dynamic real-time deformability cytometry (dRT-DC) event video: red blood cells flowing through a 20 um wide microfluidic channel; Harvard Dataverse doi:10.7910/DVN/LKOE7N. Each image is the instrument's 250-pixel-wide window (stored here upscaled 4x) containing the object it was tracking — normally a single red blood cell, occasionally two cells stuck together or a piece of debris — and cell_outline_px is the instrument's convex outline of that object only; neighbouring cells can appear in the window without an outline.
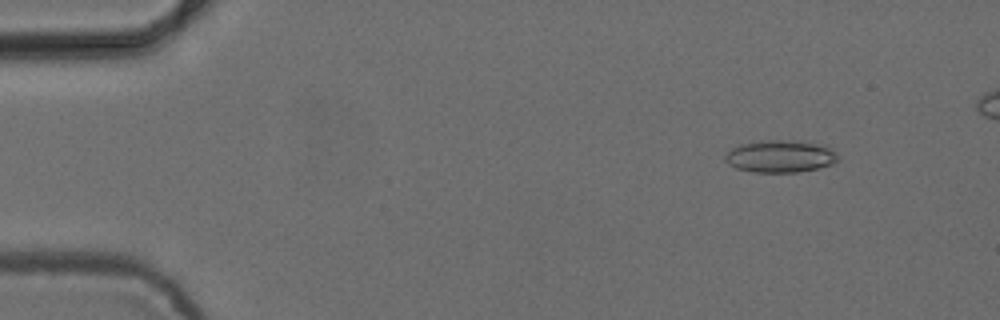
{"species": "common noctule bat (a hibernating species)", "species_latin": "Nyctalus noctula", "temperature_condition": "cold", "stored_images_in_passage": 51, "camera_frame_rate_fps": 3000, "um_per_image_px": 0.085, "animal": {"sex": "female", "body_mass_g": 24.6, "forearm_length_mm": 56.2}, "frame": {"image": 1, "passage_image": 6, "time_ms": 1.667, "image_size_px": [1000, 320], "cell_outline_px": [[836, 160], [832, 164], [820, 168], [796, 172], [752, 172], [736, 168], [728, 164], [724, 160], [724, 156], [732, 148], [740, 144], [752, 140], [804, 140], [824, 144], [836, 152]], "centroid_in_image_um": [66.31, 13.26], "position_along_channel_um": 18.7, "area_um2": 21.68}}
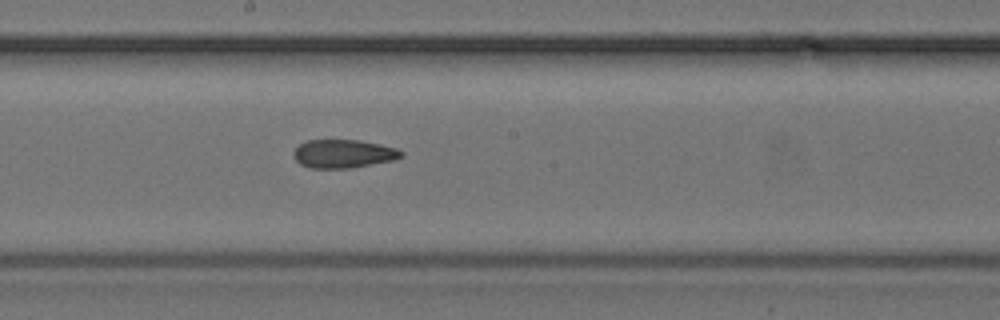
{"frame": {"image": 2, "passage_image": 29, "time_ms": 9.333, "image_size_px": [1000, 320], "cell_outline_px": [[404, 156], [392, 160], [348, 168], [308, 168], [300, 164], [292, 156], [292, 152], [300, 144], [308, 140], [360, 140], [380, 144], [396, 148], [404, 152]], "centroid_in_image_um": [29.16, 13.06], "position_along_channel_um": 219.0, "area_um2": 17.8}}
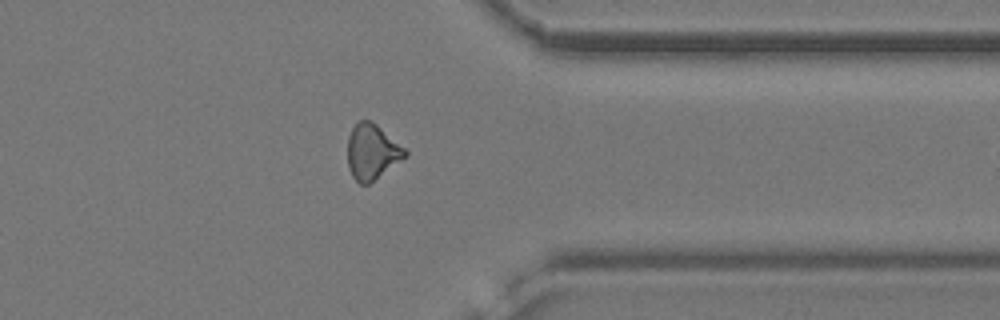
{"frame": {"image": 3, "passage_image": 42, "time_ms": 13.667, "image_size_px": [1000, 320], "cell_outline_px": [[408, 156], [368, 184], [360, 184], [352, 176], [348, 168], [348, 136], [352, 128], [360, 120], [372, 120], [404, 148], [408, 152]], "centroid_in_image_um": [31.62, 12.9], "position_along_channel_um": 379.8, "area_um2": 18.44}}